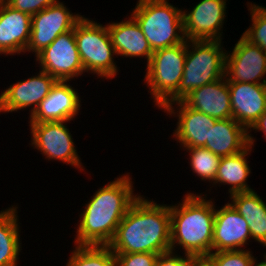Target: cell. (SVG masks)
<instances>
[{
    "label": "cell",
    "mask_w": 266,
    "mask_h": 266,
    "mask_svg": "<svg viewBox=\"0 0 266 266\" xmlns=\"http://www.w3.org/2000/svg\"><path fill=\"white\" fill-rule=\"evenodd\" d=\"M170 206L139 196L117 226L108 245L113 253H156L171 250Z\"/></svg>",
    "instance_id": "obj_2"
},
{
    "label": "cell",
    "mask_w": 266,
    "mask_h": 266,
    "mask_svg": "<svg viewBox=\"0 0 266 266\" xmlns=\"http://www.w3.org/2000/svg\"><path fill=\"white\" fill-rule=\"evenodd\" d=\"M249 239V225L229 201L215 209L212 252L243 250Z\"/></svg>",
    "instance_id": "obj_15"
},
{
    "label": "cell",
    "mask_w": 266,
    "mask_h": 266,
    "mask_svg": "<svg viewBox=\"0 0 266 266\" xmlns=\"http://www.w3.org/2000/svg\"><path fill=\"white\" fill-rule=\"evenodd\" d=\"M67 122L69 121L29 122L32 135L30 142L48 161H61L83 171Z\"/></svg>",
    "instance_id": "obj_8"
},
{
    "label": "cell",
    "mask_w": 266,
    "mask_h": 266,
    "mask_svg": "<svg viewBox=\"0 0 266 266\" xmlns=\"http://www.w3.org/2000/svg\"><path fill=\"white\" fill-rule=\"evenodd\" d=\"M183 9L169 0H138L131 16L140 25L152 51L183 43Z\"/></svg>",
    "instance_id": "obj_5"
},
{
    "label": "cell",
    "mask_w": 266,
    "mask_h": 266,
    "mask_svg": "<svg viewBox=\"0 0 266 266\" xmlns=\"http://www.w3.org/2000/svg\"><path fill=\"white\" fill-rule=\"evenodd\" d=\"M186 152L189 151L190 166L193 173L198 176L201 181H208L213 183L217 174L218 165L221 157L215 155L206 148L188 147L183 148Z\"/></svg>",
    "instance_id": "obj_26"
},
{
    "label": "cell",
    "mask_w": 266,
    "mask_h": 266,
    "mask_svg": "<svg viewBox=\"0 0 266 266\" xmlns=\"http://www.w3.org/2000/svg\"><path fill=\"white\" fill-rule=\"evenodd\" d=\"M186 52L187 40L172 47L153 51L146 66L144 81L158 108L178 90L183 76Z\"/></svg>",
    "instance_id": "obj_7"
},
{
    "label": "cell",
    "mask_w": 266,
    "mask_h": 266,
    "mask_svg": "<svg viewBox=\"0 0 266 266\" xmlns=\"http://www.w3.org/2000/svg\"><path fill=\"white\" fill-rule=\"evenodd\" d=\"M58 80L43 70L35 76L11 84L0 95V113H11L31 107L30 115L51 92Z\"/></svg>",
    "instance_id": "obj_13"
},
{
    "label": "cell",
    "mask_w": 266,
    "mask_h": 266,
    "mask_svg": "<svg viewBox=\"0 0 266 266\" xmlns=\"http://www.w3.org/2000/svg\"><path fill=\"white\" fill-rule=\"evenodd\" d=\"M17 208L12 206L0 211V266L18 264L22 243Z\"/></svg>",
    "instance_id": "obj_24"
},
{
    "label": "cell",
    "mask_w": 266,
    "mask_h": 266,
    "mask_svg": "<svg viewBox=\"0 0 266 266\" xmlns=\"http://www.w3.org/2000/svg\"><path fill=\"white\" fill-rule=\"evenodd\" d=\"M264 259L263 261L256 263V261L254 262V264L252 266H266V255H263Z\"/></svg>",
    "instance_id": "obj_34"
},
{
    "label": "cell",
    "mask_w": 266,
    "mask_h": 266,
    "mask_svg": "<svg viewBox=\"0 0 266 266\" xmlns=\"http://www.w3.org/2000/svg\"><path fill=\"white\" fill-rule=\"evenodd\" d=\"M219 40H187L183 76L178 90L160 107L182 101L193 90L225 77L226 51Z\"/></svg>",
    "instance_id": "obj_4"
},
{
    "label": "cell",
    "mask_w": 266,
    "mask_h": 266,
    "mask_svg": "<svg viewBox=\"0 0 266 266\" xmlns=\"http://www.w3.org/2000/svg\"><path fill=\"white\" fill-rule=\"evenodd\" d=\"M31 33V16L0 0V54L25 53Z\"/></svg>",
    "instance_id": "obj_18"
},
{
    "label": "cell",
    "mask_w": 266,
    "mask_h": 266,
    "mask_svg": "<svg viewBox=\"0 0 266 266\" xmlns=\"http://www.w3.org/2000/svg\"><path fill=\"white\" fill-rule=\"evenodd\" d=\"M74 246L66 266H115V254L109 246Z\"/></svg>",
    "instance_id": "obj_25"
},
{
    "label": "cell",
    "mask_w": 266,
    "mask_h": 266,
    "mask_svg": "<svg viewBox=\"0 0 266 266\" xmlns=\"http://www.w3.org/2000/svg\"><path fill=\"white\" fill-rule=\"evenodd\" d=\"M226 1L201 0L191 11H182L186 40L222 41V28L227 16Z\"/></svg>",
    "instance_id": "obj_12"
},
{
    "label": "cell",
    "mask_w": 266,
    "mask_h": 266,
    "mask_svg": "<svg viewBox=\"0 0 266 266\" xmlns=\"http://www.w3.org/2000/svg\"><path fill=\"white\" fill-rule=\"evenodd\" d=\"M249 146L248 130L234 118L218 119L210 128L206 148L220 157L240 153Z\"/></svg>",
    "instance_id": "obj_21"
},
{
    "label": "cell",
    "mask_w": 266,
    "mask_h": 266,
    "mask_svg": "<svg viewBox=\"0 0 266 266\" xmlns=\"http://www.w3.org/2000/svg\"><path fill=\"white\" fill-rule=\"evenodd\" d=\"M248 4L252 25L242 35L266 52V7L252 2Z\"/></svg>",
    "instance_id": "obj_27"
},
{
    "label": "cell",
    "mask_w": 266,
    "mask_h": 266,
    "mask_svg": "<svg viewBox=\"0 0 266 266\" xmlns=\"http://www.w3.org/2000/svg\"><path fill=\"white\" fill-rule=\"evenodd\" d=\"M176 251H168L158 255L156 266H192V261L196 258L191 255L185 254L180 256Z\"/></svg>",
    "instance_id": "obj_31"
},
{
    "label": "cell",
    "mask_w": 266,
    "mask_h": 266,
    "mask_svg": "<svg viewBox=\"0 0 266 266\" xmlns=\"http://www.w3.org/2000/svg\"><path fill=\"white\" fill-rule=\"evenodd\" d=\"M207 258L214 266H252L257 259L249 250L211 252Z\"/></svg>",
    "instance_id": "obj_28"
},
{
    "label": "cell",
    "mask_w": 266,
    "mask_h": 266,
    "mask_svg": "<svg viewBox=\"0 0 266 266\" xmlns=\"http://www.w3.org/2000/svg\"><path fill=\"white\" fill-rule=\"evenodd\" d=\"M204 196L189 192L181 203L170 205L171 251L180 245L184 254L196 258L207 257L212 252L216 205Z\"/></svg>",
    "instance_id": "obj_3"
},
{
    "label": "cell",
    "mask_w": 266,
    "mask_h": 266,
    "mask_svg": "<svg viewBox=\"0 0 266 266\" xmlns=\"http://www.w3.org/2000/svg\"><path fill=\"white\" fill-rule=\"evenodd\" d=\"M83 16L73 14L61 1L46 7L31 17V33L26 52L36 56L60 34L70 31Z\"/></svg>",
    "instance_id": "obj_9"
},
{
    "label": "cell",
    "mask_w": 266,
    "mask_h": 266,
    "mask_svg": "<svg viewBox=\"0 0 266 266\" xmlns=\"http://www.w3.org/2000/svg\"><path fill=\"white\" fill-rule=\"evenodd\" d=\"M252 130H255L257 132L261 131L262 133H264V137L266 139V112L261 117H259V119L254 123V125H252V127L248 130L249 145L254 147V143L256 140L250 133Z\"/></svg>",
    "instance_id": "obj_32"
},
{
    "label": "cell",
    "mask_w": 266,
    "mask_h": 266,
    "mask_svg": "<svg viewBox=\"0 0 266 266\" xmlns=\"http://www.w3.org/2000/svg\"><path fill=\"white\" fill-rule=\"evenodd\" d=\"M129 173L99 188L81 212L75 245L108 246L117 226L133 202L140 196L133 192Z\"/></svg>",
    "instance_id": "obj_1"
},
{
    "label": "cell",
    "mask_w": 266,
    "mask_h": 266,
    "mask_svg": "<svg viewBox=\"0 0 266 266\" xmlns=\"http://www.w3.org/2000/svg\"><path fill=\"white\" fill-rule=\"evenodd\" d=\"M107 30L117 56L146 58L148 64L153 51L140 25L131 15L124 21L108 23Z\"/></svg>",
    "instance_id": "obj_20"
},
{
    "label": "cell",
    "mask_w": 266,
    "mask_h": 266,
    "mask_svg": "<svg viewBox=\"0 0 266 266\" xmlns=\"http://www.w3.org/2000/svg\"><path fill=\"white\" fill-rule=\"evenodd\" d=\"M232 118L249 130L266 112V84L228 82Z\"/></svg>",
    "instance_id": "obj_17"
},
{
    "label": "cell",
    "mask_w": 266,
    "mask_h": 266,
    "mask_svg": "<svg viewBox=\"0 0 266 266\" xmlns=\"http://www.w3.org/2000/svg\"><path fill=\"white\" fill-rule=\"evenodd\" d=\"M192 266H214L207 257L195 258L192 261Z\"/></svg>",
    "instance_id": "obj_33"
},
{
    "label": "cell",
    "mask_w": 266,
    "mask_h": 266,
    "mask_svg": "<svg viewBox=\"0 0 266 266\" xmlns=\"http://www.w3.org/2000/svg\"><path fill=\"white\" fill-rule=\"evenodd\" d=\"M174 105L177 106L174 108ZM162 110L167 115L178 117L173 138L180 143L181 148H203L209 142L210 128L214 126L215 118L187 106L183 101H174Z\"/></svg>",
    "instance_id": "obj_14"
},
{
    "label": "cell",
    "mask_w": 266,
    "mask_h": 266,
    "mask_svg": "<svg viewBox=\"0 0 266 266\" xmlns=\"http://www.w3.org/2000/svg\"><path fill=\"white\" fill-rule=\"evenodd\" d=\"M74 36L85 72L103 79L117 76L118 68L114 62L117 55L107 24H99L83 15L74 26Z\"/></svg>",
    "instance_id": "obj_6"
},
{
    "label": "cell",
    "mask_w": 266,
    "mask_h": 266,
    "mask_svg": "<svg viewBox=\"0 0 266 266\" xmlns=\"http://www.w3.org/2000/svg\"><path fill=\"white\" fill-rule=\"evenodd\" d=\"M182 101L216 120L232 118L228 82L225 77L193 90Z\"/></svg>",
    "instance_id": "obj_19"
},
{
    "label": "cell",
    "mask_w": 266,
    "mask_h": 266,
    "mask_svg": "<svg viewBox=\"0 0 266 266\" xmlns=\"http://www.w3.org/2000/svg\"><path fill=\"white\" fill-rule=\"evenodd\" d=\"M41 70L58 81H71L84 74L74 36V28L60 34L48 47L36 55Z\"/></svg>",
    "instance_id": "obj_10"
},
{
    "label": "cell",
    "mask_w": 266,
    "mask_h": 266,
    "mask_svg": "<svg viewBox=\"0 0 266 266\" xmlns=\"http://www.w3.org/2000/svg\"><path fill=\"white\" fill-rule=\"evenodd\" d=\"M265 75L266 52L241 35L231 53L226 51L227 82L266 84Z\"/></svg>",
    "instance_id": "obj_11"
},
{
    "label": "cell",
    "mask_w": 266,
    "mask_h": 266,
    "mask_svg": "<svg viewBox=\"0 0 266 266\" xmlns=\"http://www.w3.org/2000/svg\"><path fill=\"white\" fill-rule=\"evenodd\" d=\"M231 205L249 225L251 239L266 246V203L254 190L229 195Z\"/></svg>",
    "instance_id": "obj_22"
},
{
    "label": "cell",
    "mask_w": 266,
    "mask_h": 266,
    "mask_svg": "<svg viewBox=\"0 0 266 266\" xmlns=\"http://www.w3.org/2000/svg\"><path fill=\"white\" fill-rule=\"evenodd\" d=\"M15 10L30 15L31 17L46 7L57 3L59 0H4Z\"/></svg>",
    "instance_id": "obj_30"
},
{
    "label": "cell",
    "mask_w": 266,
    "mask_h": 266,
    "mask_svg": "<svg viewBox=\"0 0 266 266\" xmlns=\"http://www.w3.org/2000/svg\"><path fill=\"white\" fill-rule=\"evenodd\" d=\"M69 81H57L40 102L29 122L71 121L80 111L81 98Z\"/></svg>",
    "instance_id": "obj_16"
},
{
    "label": "cell",
    "mask_w": 266,
    "mask_h": 266,
    "mask_svg": "<svg viewBox=\"0 0 266 266\" xmlns=\"http://www.w3.org/2000/svg\"><path fill=\"white\" fill-rule=\"evenodd\" d=\"M251 151L252 146L249 145L238 154L221 157L217 174L212 185H229L230 188H228V193L230 195L254 190L247 184V179L251 174V168L247 162V158L248 155L251 154Z\"/></svg>",
    "instance_id": "obj_23"
},
{
    "label": "cell",
    "mask_w": 266,
    "mask_h": 266,
    "mask_svg": "<svg viewBox=\"0 0 266 266\" xmlns=\"http://www.w3.org/2000/svg\"><path fill=\"white\" fill-rule=\"evenodd\" d=\"M115 266H156V253H114Z\"/></svg>",
    "instance_id": "obj_29"
}]
</instances>
